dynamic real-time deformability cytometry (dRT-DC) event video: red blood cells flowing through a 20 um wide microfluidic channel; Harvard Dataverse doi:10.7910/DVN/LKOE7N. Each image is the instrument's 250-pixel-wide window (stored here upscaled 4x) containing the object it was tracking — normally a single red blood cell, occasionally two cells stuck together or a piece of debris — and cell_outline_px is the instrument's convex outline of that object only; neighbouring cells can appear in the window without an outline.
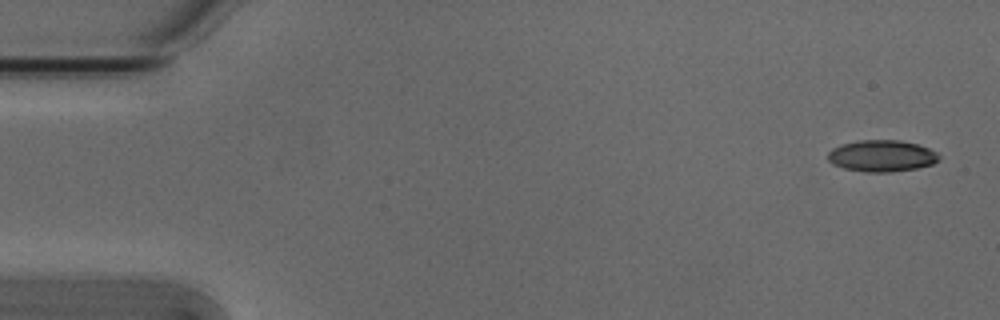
{"species": "Egyptian fruit bat (a non-hibernating species)", "species_latin": "Rousettus aegyptiacus", "temperature_condition": "cold", "stored_images_in_passage": 4, "camera_frame_rate_fps": 3000, "um_per_image_px": 0.085, "animal": {"sex": "male"}, "frame": {"image": 1, "passage_image": 1, "time_ms": 0.0, "image_size_px": [1000, 320], "cell_outline_px": [[940, 160], [932, 164], [916, 168], [888, 172], [864, 172], [844, 168], [832, 164], [828, 160], [828, 152], [832, 148], [840, 144], [856, 140], [900, 140], [916, 144], [928, 148], [936, 152], [940, 156]], "centroid_in_image_um": [74.92, 13.24], "position_along_channel_um": 10.1, "area_um2": 20.52}}
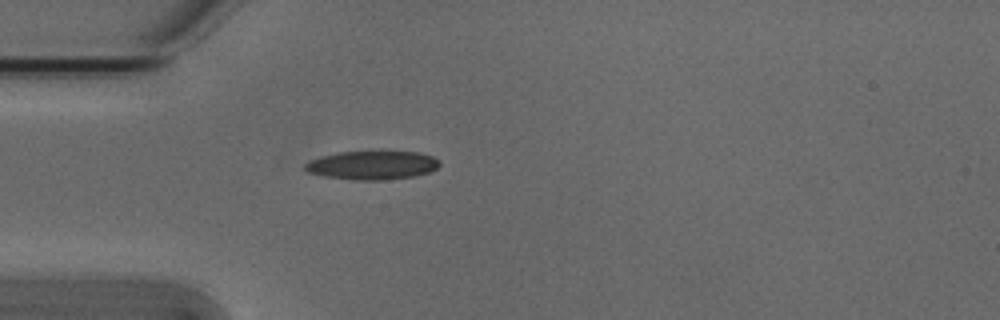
{"frame": {"image": 2, "passage_image": 4, "time_ms": 1.0, "image_size_px": [1000, 320], "cell_outline_px": [[440, 164], [436, 168], [428, 172], [412, 176], [380, 180], [356, 180], [324, 176], [308, 172], [304, 168], [304, 164], [308, 160], [320, 156], [340, 152], [416, 152], [432, 156], [440, 160]], "centroid_in_image_um": [31.6, 14.04], "position_along_channel_um": 53.4, "area_um2": 22.25}}